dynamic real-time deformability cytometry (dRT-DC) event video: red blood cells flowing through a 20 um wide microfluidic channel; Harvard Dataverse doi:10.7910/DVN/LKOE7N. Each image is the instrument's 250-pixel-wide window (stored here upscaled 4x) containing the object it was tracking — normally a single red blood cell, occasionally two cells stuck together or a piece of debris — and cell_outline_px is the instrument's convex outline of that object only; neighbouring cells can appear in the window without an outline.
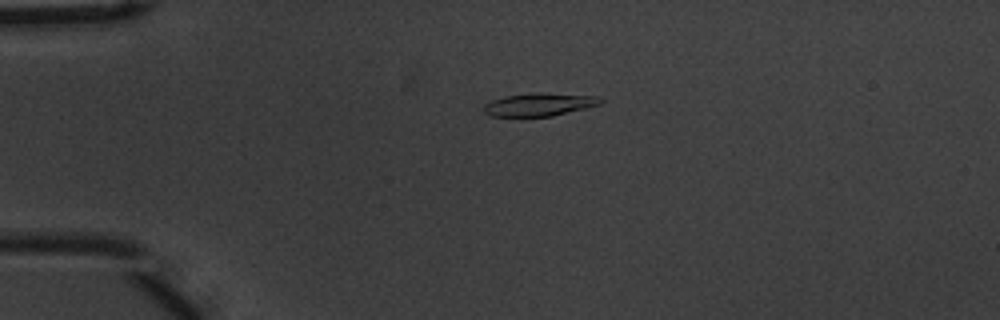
{"species": "common noctule bat (a hibernating species)", "species_latin": "Nyctalus noctula", "temperature_condition": "warm", "stored_images_in_passage": 43, "camera_frame_rate_fps": 3000, "um_per_image_px": 0.085, "animal": {"sex": "male", "body_mass_g": 20.1, "forearm_length_mm": 53.5}, "frame": {"image": 1, "passage_image": 1, "time_ms": 0.0, "image_size_px": [1000, 320], "cell_outline_px": [[604, 100], [600, 104], [588, 108], [552, 116], [492, 116], [484, 112], [484, 104], [492, 100], [504, 96], [540, 92], [596, 96]], "centroid_in_image_um": [45.86, 8.88], "position_along_channel_um": 39.1, "area_um2": 15.61}}
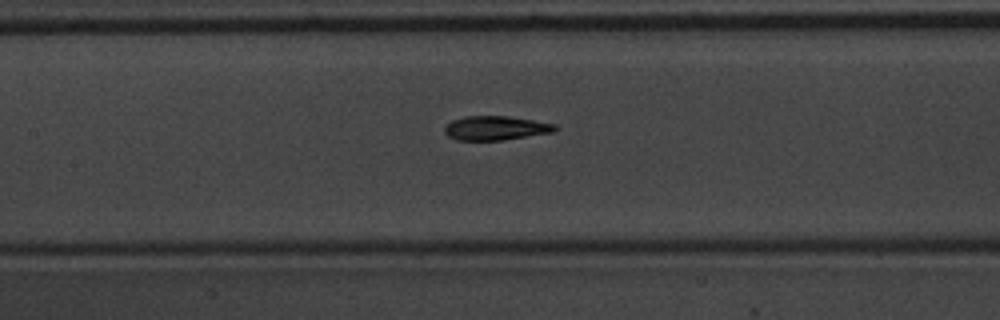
{"frame": {"image": 2, "passage_image": 14, "time_ms": 4.333, "image_size_px": [1000, 320], "cell_outline_px": [[560, 128], [556, 132], [504, 140], [456, 140], [448, 136], [444, 132], [444, 128], [452, 120], [464, 116], [508, 116], [556, 124]], "centroid_in_image_um": [42.18, 10.89], "position_along_channel_um": 165.2, "area_um2": 15.72}}
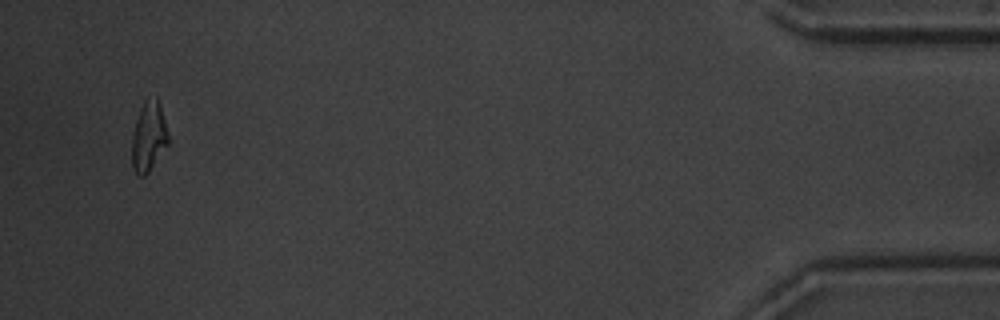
{"frame": {"image": 3, "passage_image": 41, "time_ms": 13.333, "image_size_px": [1000, 320], "cell_outline_px": [[168, 144], [148, 172], [144, 176], [140, 176], [132, 168], [132, 136], [136, 120], [140, 108], [144, 100], [156, 96], [160, 104], [168, 136]], "centroid_in_image_um": [12.62, 11.6], "position_along_channel_um": 422.6, "area_um2": 14.57}, "authors_computed_cell_mechanics": {"area_um2": 15.5482, "velocity_mm_per_s": 3.6969, "shape_relaxation_time_tau1_ms": 4.0895, "shape_relaxation_time_tau2_ms": 2.612, "deformation_change_tau1": 0.1833, "deformation_change_tau2": 0.1128}}